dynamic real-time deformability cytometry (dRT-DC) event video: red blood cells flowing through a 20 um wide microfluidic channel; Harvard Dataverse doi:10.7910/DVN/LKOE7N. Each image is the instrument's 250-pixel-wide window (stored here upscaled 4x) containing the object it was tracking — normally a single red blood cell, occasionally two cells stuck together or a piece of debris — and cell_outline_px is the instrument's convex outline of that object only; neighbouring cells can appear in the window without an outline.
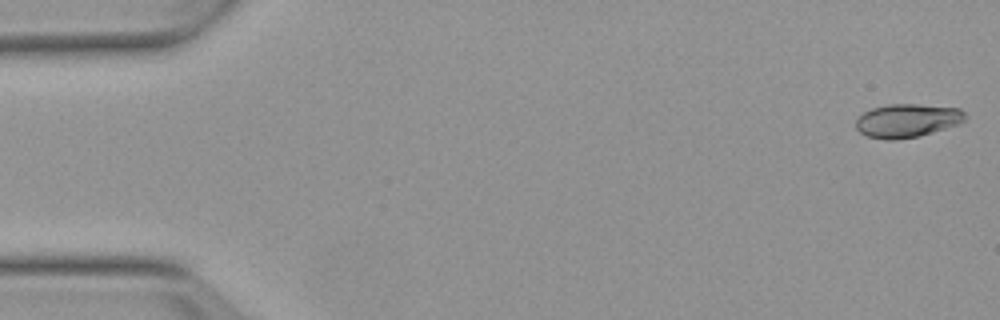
{"species": "Egyptian fruit bat (a non-hibernating species)", "species_latin": "Rousettus aegyptiacus", "temperature_condition": "warm", "stored_images_in_passage": 53, "camera_frame_rate_fps": 3000, "um_per_image_px": 0.085, "animal": {"sex": "female"}, "frame": {"image": 1, "passage_image": 1, "time_ms": 0.0, "image_size_px": [1000, 320], "cell_outline_px": [[964, 120], [960, 124], [920, 136], [896, 140], [888, 140], [868, 136], [860, 132], [856, 128], [856, 120], [864, 112], [872, 108], [888, 104], [916, 104], [960, 108], [964, 112]], "centroid_in_image_um": [77.12, 10.25], "position_along_channel_um": 7.9, "area_um2": 21.33}}
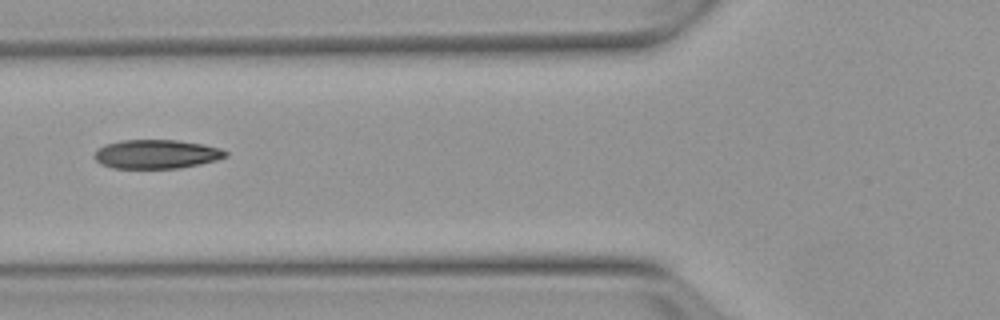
{"frame": {"image": 2, "passage_image": 20, "time_ms": 6.333, "image_size_px": [1000, 320], "cell_outline_px": [[228, 156], [216, 160], [200, 164], [180, 168], [112, 168], [100, 164], [92, 156], [96, 148], [104, 144], [120, 140], [176, 140], [204, 144], [220, 148], [228, 152]], "centroid_in_image_um": [13.26, 13.1], "position_along_channel_um": 112.5, "area_um2": 22.43}}
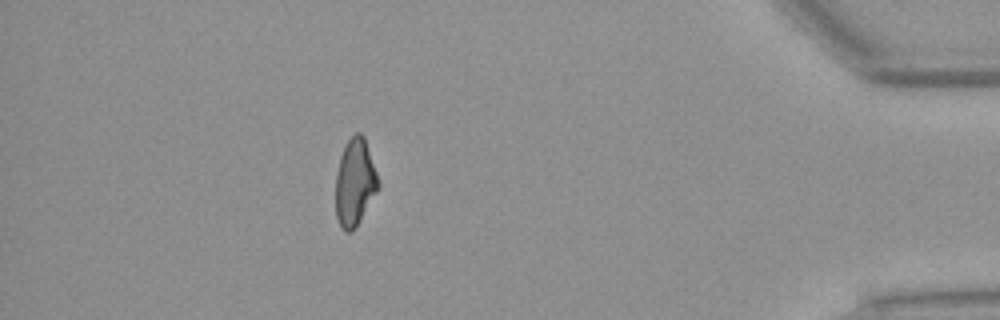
{"frame": {"image": 3, "passage_image": 47, "time_ms": 15.333, "image_size_px": [1000, 320], "cell_outline_px": [[380, 188], [352, 232], [344, 232], [336, 216], [336, 172], [340, 156], [348, 140], [356, 132], [360, 132], [364, 136], [380, 180]], "centroid_in_image_um": [30.18, 15.5], "position_along_channel_um": 405.0, "area_um2": 21.73}, "authors_computed_cell_mechanics": {"area_um2": 22.0218, "velocity_mm_per_s": 3.8282, "shape_relaxation_time_tau1_ms": 6.4232, "shape_relaxation_time_tau2_ms": 2.043, "deformation_change_tau1": 0.2, "deformation_change_tau2": 0.0883}}